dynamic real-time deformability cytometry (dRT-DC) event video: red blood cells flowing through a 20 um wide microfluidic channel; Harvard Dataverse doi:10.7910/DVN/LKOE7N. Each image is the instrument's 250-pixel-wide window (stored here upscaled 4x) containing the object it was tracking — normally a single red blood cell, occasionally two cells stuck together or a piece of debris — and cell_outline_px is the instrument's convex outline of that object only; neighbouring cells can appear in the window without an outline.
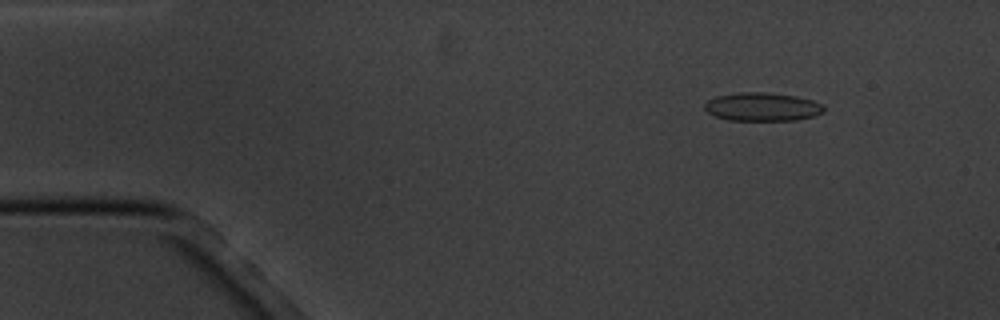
{"species": "common noctule bat (a hibernating species)", "species_latin": "Nyctalus noctula", "temperature_condition": "cold", "stored_images_in_passage": 5, "camera_frame_rate_fps": 3000, "um_per_image_px": 0.085, "animal": {"sex": "male", "body_mass_g": 20.1, "forearm_length_mm": 53.5}, "frame": {"image": 1, "passage_image": 2, "time_ms": 1.0, "image_size_px": [1000, 320], "cell_outline_px": [[824, 112], [812, 116], [796, 120], [728, 120], [712, 116], [704, 112], [704, 104], [708, 100], [716, 96], [740, 92], [768, 92], [796, 96], [812, 100], [824, 104]], "centroid_in_image_um": [64.75, 9.08], "position_along_channel_um": 20.2, "area_um2": 20.0}}
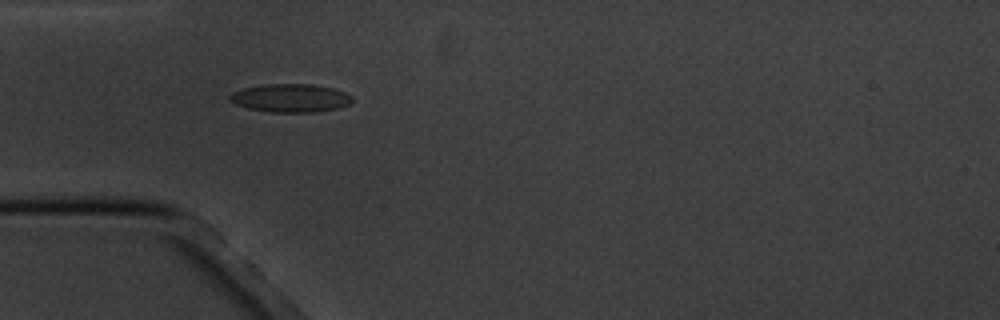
{"frame": {"image": 2, "passage_image": 4, "time_ms": 4.333, "image_size_px": [1000, 320], "cell_outline_px": [[352, 100], [348, 104], [336, 108], [316, 112], [272, 112], [248, 108], [236, 104], [228, 96], [232, 92], [244, 88], [264, 84], [308, 84], [332, 88], [344, 92], [352, 96]], "centroid_in_image_um": [24.68, 8.33], "position_along_channel_um": 60.3, "area_um2": 19.88}}
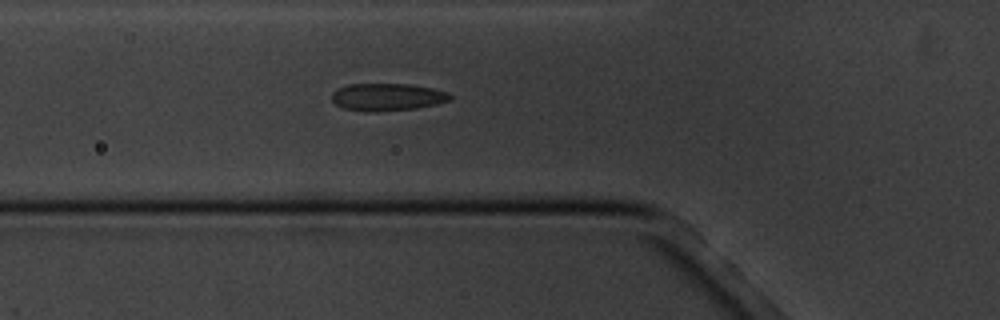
{"frame": {"image": 3, "passage_image": 5, "time_ms": 5.333, "image_size_px": [1000, 320], "cell_outline_px": [[452, 100], [436, 104], [416, 108], [376, 112], [364, 112], [344, 108], [336, 104], [332, 100], [332, 92], [336, 88], [348, 84], [408, 84], [432, 88], [448, 92], [452, 96]], "centroid_in_image_um": [32.91, 8.25], "position_along_channel_um": 92.9, "area_um2": 19.07}}